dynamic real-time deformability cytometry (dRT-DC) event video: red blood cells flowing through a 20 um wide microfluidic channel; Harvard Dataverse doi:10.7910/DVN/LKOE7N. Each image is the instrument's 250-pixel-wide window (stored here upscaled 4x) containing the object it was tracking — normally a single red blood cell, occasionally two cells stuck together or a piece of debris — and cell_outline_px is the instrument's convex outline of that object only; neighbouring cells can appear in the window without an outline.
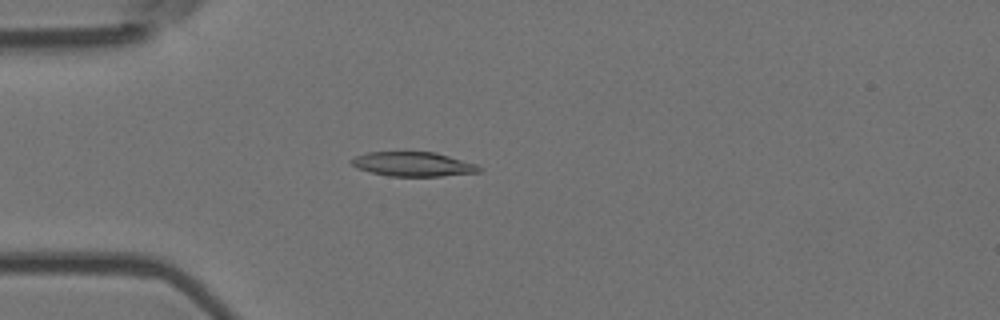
{"species": "Egyptian fruit bat (a non-hibernating species)", "species_latin": "Rousettus aegyptiacus", "temperature_condition": "room temperature", "stored_images_in_passage": 4, "camera_frame_rate_fps": 3000, "um_per_image_px": 0.085, "animal": {"sex": "female"}, "frame": {"image": 1, "passage_image": 3, "time_ms": 0.667, "image_size_px": [1000, 320], "cell_outline_px": [[484, 168], [480, 172], [440, 176], [388, 176], [356, 168], [348, 160], [356, 156], [368, 152], [436, 152], [476, 164]], "centroid_in_image_um": [35.12, 13.95], "position_along_channel_um": 49.9, "area_um2": 18.15}}